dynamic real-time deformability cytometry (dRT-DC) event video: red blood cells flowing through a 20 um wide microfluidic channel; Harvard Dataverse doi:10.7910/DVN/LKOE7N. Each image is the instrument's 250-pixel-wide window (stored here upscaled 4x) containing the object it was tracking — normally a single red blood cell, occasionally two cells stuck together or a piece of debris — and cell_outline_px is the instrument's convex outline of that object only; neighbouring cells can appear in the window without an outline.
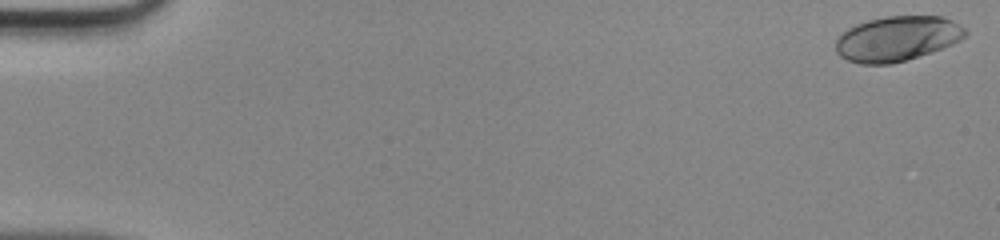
{"species": "human", "species_latin": "Homo sapiens", "temperature_condition": "room temperature", "stored_images_in_passage": 48, "camera_frame_rate_fps": 3000, "um_per_image_px": 0.085, "donor": {"sex": "male"}, "frame": {"image": 1, "passage_image": 1, "time_ms": 0.0, "image_size_px": [1000, 240], "cell_outline_px": [[968, 32], [960, 40], [952, 44], [892, 64], [860, 64], [848, 60], [840, 56], [836, 52], [836, 40], [848, 28], [856, 24], [868, 20], [888, 16], [940, 16], [952, 20], [964, 28]], "centroid_in_image_um": [76.23, 3.28], "position_along_channel_um": 8.8, "area_um2": 33.52}}
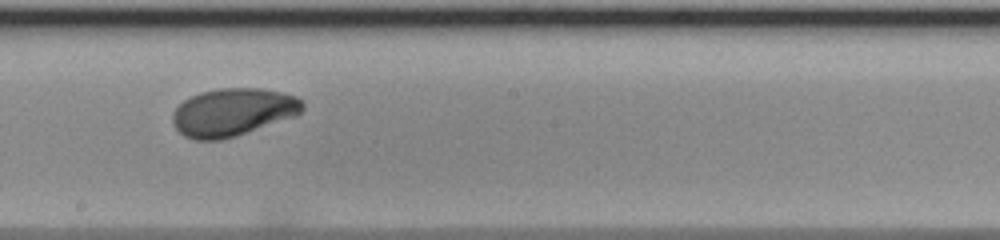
{"frame": {"image": 2, "passage_image": 28, "time_ms": 9.0, "image_size_px": [1000, 240], "cell_outline_px": [[304, 108], [296, 116], [236, 136], [220, 140], [196, 140], [184, 136], [176, 128], [172, 120], [172, 112], [184, 100], [200, 92], [220, 88], [260, 88], [280, 92], [296, 96], [304, 100]], "centroid_in_image_um": [19.81, 9.53], "position_along_channel_um": 228.4, "area_um2": 36.24}}
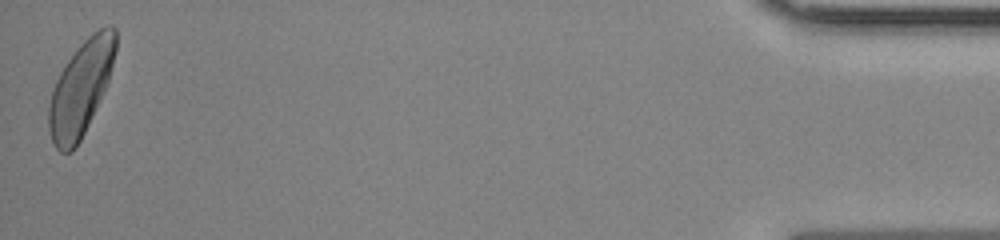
{"frame": {"image": 3, "passage_image": 48, "time_ms": 15.667, "image_size_px": [1000, 240], "cell_outline_px": [[116, 48], [108, 80], [88, 124], [80, 140], [72, 152], [60, 152], [56, 148], [52, 140], [48, 128], [48, 104], [56, 80], [60, 72], [76, 48], [92, 32], [108, 24], [112, 24], [116, 28]], "centroid_in_image_um": [6.85, 7.48], "position_along_channel_um": 428.3, "area_um2": 36.3}}